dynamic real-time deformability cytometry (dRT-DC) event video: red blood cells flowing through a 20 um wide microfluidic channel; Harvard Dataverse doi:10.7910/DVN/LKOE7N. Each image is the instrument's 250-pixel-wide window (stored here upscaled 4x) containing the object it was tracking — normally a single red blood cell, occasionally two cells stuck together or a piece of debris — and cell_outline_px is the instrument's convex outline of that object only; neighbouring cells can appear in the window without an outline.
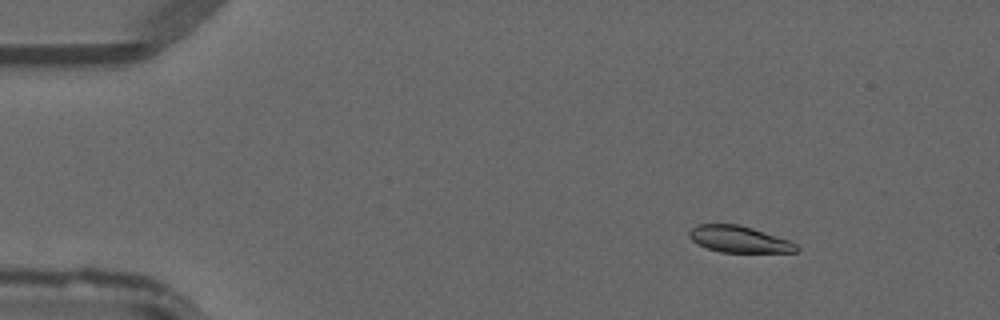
{"species": "common noctule bat (a hibernating species)", "species_latin": "Nyctalus noctula", "temperature_condition": "warm", "stored_images_in_passage": 36, "camera_frame_rate_fps": 3000, "um_per_image_px": 0.085, "animal": {"sex": "male", "forearm_length_mm": 52.5}, "frame": {"image": 1, "passage_image": 7, "time_ms": 2.0, "image_size_px": [1000, 320], "cell_outline_px": [[800, 248], [796, 252], [720, 252], [696, 244], [688, 236], [688, 232], [696, 224], [740, 224], [788, 240], [796, 244]], "centroid_in_image_um": [62.78, 20.33], "position_along_channel_um": 22.2, "area_um2": 16.53}}
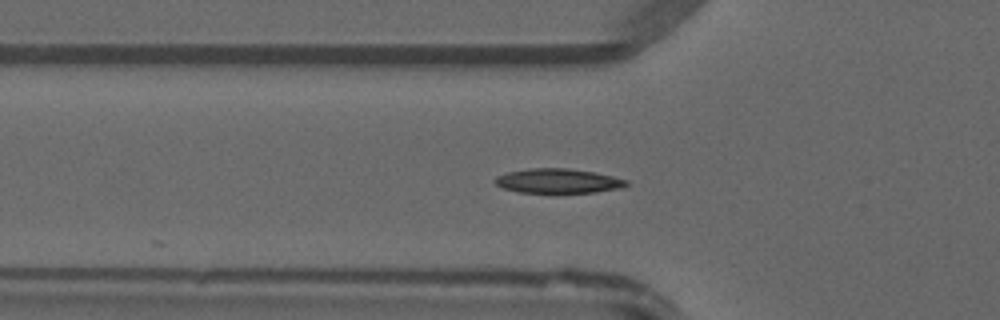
{"frame": {"image": 2, "passage_image": 17, "time_ms": 5.333, "image_size_px": [1000, 320], "cell_outline_px": [[628, 184], [620, 188], [596, 192], [520, 192], [504, 188], [496, 184], [492, 180], [496, 176], [508, 172], [528, 168], [568, 168], [596, 172], [628, 180]], "centroid_in_image_um": [47.43, 15.36], "position_along_channel_um": 78.4, "area_um2": 18.67}}
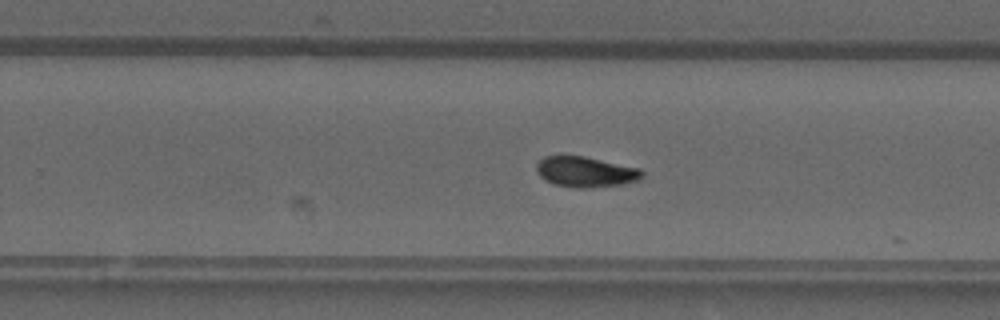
{"frame": {"image": 3, "passage_image": 31, "time_ms": 10.0, "image_size_px": [1000, 320], "cell_outline_px": [[644, 176], [640, 180], [624, 184], [584, 188], [576, 188], [556, 184], [544, 180], [540, 176], [536, 168], [536, 164], [544, 156], [584, 156], [640, 168], [644, 172]], "centroid_in_image_um": [49.81, 14.61], "position_along_channel_um": 280.0, "area_um2": 18.79}}